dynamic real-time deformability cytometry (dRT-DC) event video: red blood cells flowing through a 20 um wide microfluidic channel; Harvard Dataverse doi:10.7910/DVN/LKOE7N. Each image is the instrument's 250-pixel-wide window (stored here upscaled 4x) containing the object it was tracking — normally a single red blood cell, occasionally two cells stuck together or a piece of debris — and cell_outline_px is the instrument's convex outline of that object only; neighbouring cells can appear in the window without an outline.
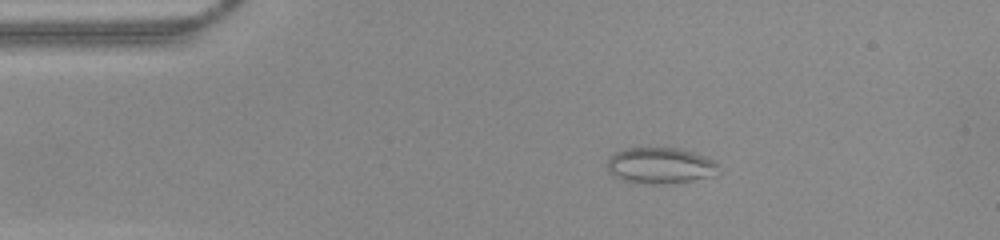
{"species": "common noctule bat (a hibernating species)", "species_latin": "Nyctalus noctula", "temperature_condition": "warm", "stored_images_in_passage": 43, "camera_frame_rate_fps": 3000, "um_per_image_px": 0.085, "animal": {"sex": "female", "body_mass_g": 22.0, "forearm_length_mm": 56.7}, "frame": {"image": 1, "passage_image": 1, "time_ms": 0.0, "image_size_px": [1000, 240], "cell_outline_px": [[716, 164], [708, 176], [688, 180], [656, 184], [640, 184], [624, 180], [608, 172], [608, 160], [616, 152], [624, 148], [676, 148], [692, 152], [716, 160]], "centroid_in_image_um": [56.02, 14.06], "position_along_channel_um": 29.0, "area_um2": 22.6}}
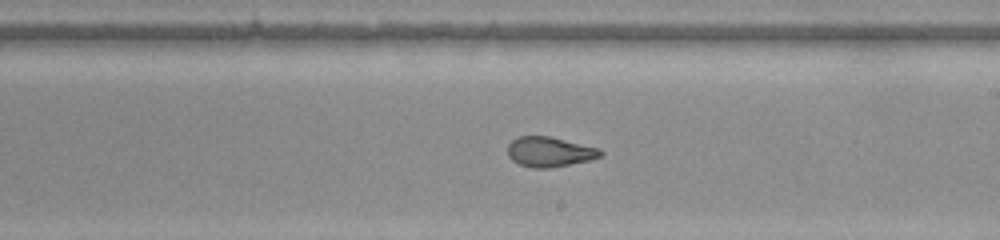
{"frame": {"image": 2, "passage_image": 21, "time_ms": 6.667, "image_size_px": [1000, 240], "cell_outline_px": [[604, 152], [600, 156], [588, 160], [552, 168], [532, 168], [520, 164], [512, 160], [508, 156], [508, 144], [516, 136], [548, 136], [600, 148]], "centroid_in_image_um": [46.69, 12.9], "position_along_channel_um": 242.3, "area_um2": 16.18}}
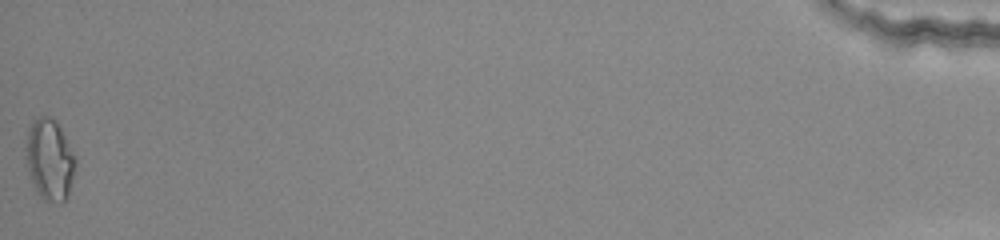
{"frame": {"image": 3, "passage_image": 43, "time_ms": 14.0, "image_size_px": [1000, 240], "cell_outline_px": [[76, 164], [68, 192], [64, 200], [60, 204], [44, 200], [40, 196], [28, 172], [24, 156], [24, 148], [28, 132], [32, 120], [40, 116], [48, 116], [56, 120], [76, 156]], "centroid_in_image_um": [4.2, 13.54], "position_along_channel_um": 431.0, "area_um2": 23.58}, "authors_computed_cell_mechanics": {"area_um2": 17.5134, "velocity_mm_per_s": 3.9832, "shape_relaxation_time_tau1_ms": null, "shape_relaxation_time_tau2_ms": 0.7182, "deformation_change_tau1": null, "deformation_change_tau2": 0.0633}}